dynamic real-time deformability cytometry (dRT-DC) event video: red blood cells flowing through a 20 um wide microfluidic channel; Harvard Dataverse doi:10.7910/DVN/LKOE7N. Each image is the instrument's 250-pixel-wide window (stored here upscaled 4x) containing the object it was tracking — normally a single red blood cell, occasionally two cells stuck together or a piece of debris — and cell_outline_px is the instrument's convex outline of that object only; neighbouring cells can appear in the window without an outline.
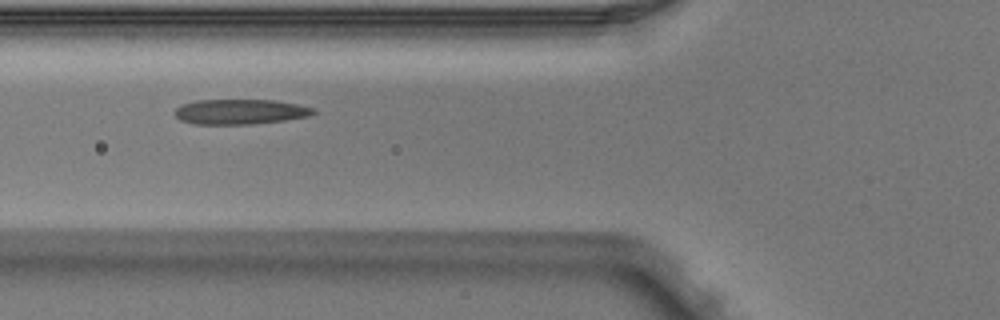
{"species": "Egyptian fruit bat (a non-hibernating species)", "species_latin": "Rousettus aegyptiacus", "temperature_condition": "warm", "stored_images_in_passage": 3, "camera_frame_rate_fps": 3000, "um_per_image_px": 0.085, "animal": {"sex": "male"}, "frame": {"image": 1, "passage_image": 3, "time_ms": 0.667, "image_size_px": [1000, 320], "cell_outline_px": [[316, 112], [308, 116], [284, 120], [252, 124], [192, 124], [180, 120], [172, 112], [180, 104], [196, 100], [272, 100], [296, 104], [316, 108]], "centroid_in_image_um": [20.36, 9.49], "position_along_channel_um": 105.4, "area_um2": 20.35}}